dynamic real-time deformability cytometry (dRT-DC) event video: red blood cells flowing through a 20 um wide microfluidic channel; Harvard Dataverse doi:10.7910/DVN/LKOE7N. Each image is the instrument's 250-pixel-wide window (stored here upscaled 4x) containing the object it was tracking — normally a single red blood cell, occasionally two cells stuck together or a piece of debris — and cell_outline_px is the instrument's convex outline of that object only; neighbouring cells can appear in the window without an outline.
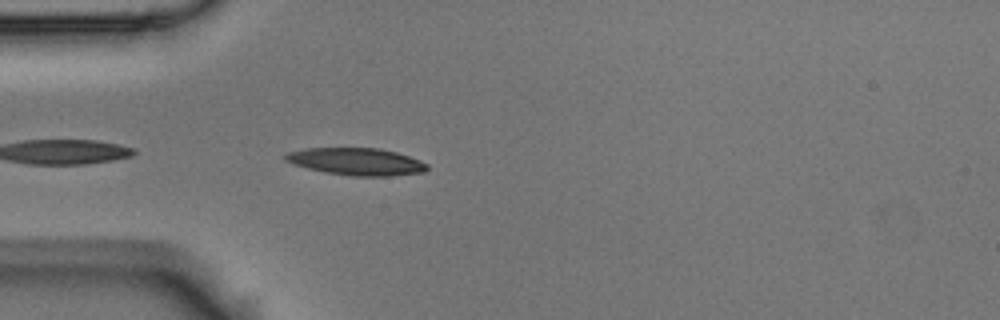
{"species": "Egyptian fruit bat (a non-hibernating species)", "species_latin": "Rousettus aegyptiacus", "temperature_condition": "room temperature", "stored_images_in_passage": 6, "camera_frame_rate_fps": 3000, "um_per_image_px": 0.085, "animal": {"sex": "male"}, "frame": {"image": 1, "passage_image": 2, "time_ms": 0.333, "image_size_px": [1000, 320], "cell_outline_px": [[428, 168], [424, 172], [392, 176], [352, 176], [324, 172], [292, 164], [284, 160], [280, 156], [288, 152], [304, 148], [380, 148], [396, 152], [420, 160], [428, 164]], "centroid_in_image_um": [30.26, 13.73], "position_along_channel_um": 54.7, "area_um2": 22.72}}
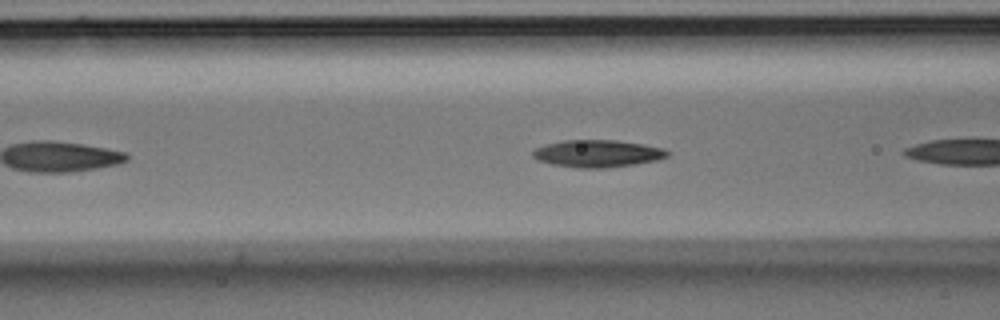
{"frame": {"image": 2, "passage_image": 5, "time_ms": 1.333, "image_size_px": [1000, 320], "cell_outline_px": [[668, 156], [656, 160], [632, 164], [604, 168], [576, 168], [552, 164], [536, 160], [532, 156], [532, 152], [536, 148], [544, 144], [564, 140], [616, 140], [664, 148], [668, 152]], "centroid_in_image_um": [50.72, 13.05], "position_along_channel_um": 115.9, "area_um2": 21.27}}